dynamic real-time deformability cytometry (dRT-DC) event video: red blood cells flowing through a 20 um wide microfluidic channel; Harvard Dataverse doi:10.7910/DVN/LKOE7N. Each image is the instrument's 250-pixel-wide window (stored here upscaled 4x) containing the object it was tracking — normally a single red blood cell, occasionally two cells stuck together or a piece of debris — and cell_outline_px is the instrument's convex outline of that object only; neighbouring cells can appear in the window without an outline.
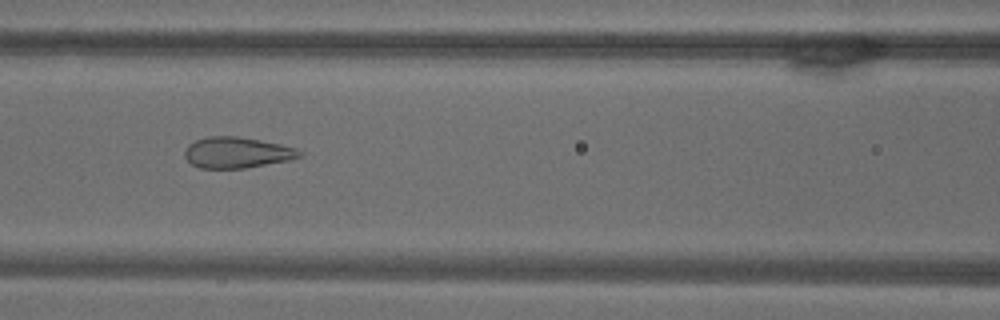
{"species": "common noctule bat (a hibernating species)", "species_latin": "Nyctalus noctula", "temperature_condition": "warm", "stored_images_in_passage": 69, "camera_frame_rate_fps": 3000, "um_per_image_px": 0.085, "animal": {"sex": "male", "body_mass_g": 18.8}, "frame": {"image": 1, "passage_image": 30, "time_ms": 9.667, "image_size_px": [1000, 320], "cell_outline_px": [[304, 156], [288, 160], [244, 168], [200, 168], [192, 164], [184, 156], [184, 152], [188, 144], [196, 140], [208, 136], [236, 136], [260, 140], [280, 144], [296, 148], [304, 152]], "centroid_in_image_um": [20.15, 12.96], "position_along_channel_um": 146.4, "area_um2": 20.69}}
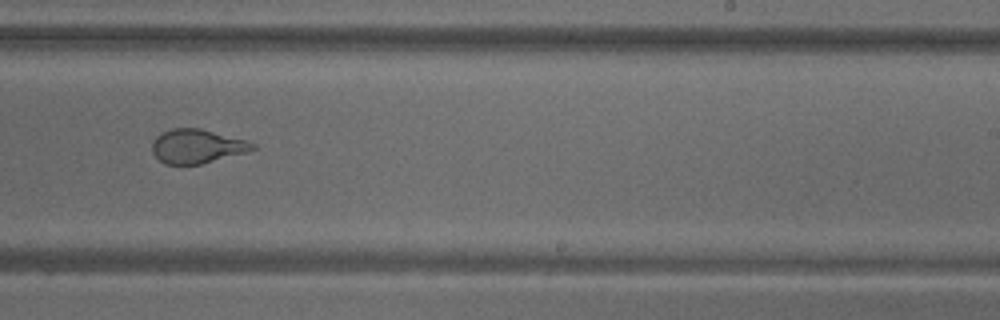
{"frame": {"image": 2, "passage_image": 43, "time_ms": 14.0, "image_size_px": [1000, 320], "cell_outline_px": [[256, 148], [244, 152], [200, 164], [164, 164], [152, 152], [152, 140], [160, 132], [172, 128], [200, 128], [248, 140], [256, 144]], "centroid_in_image_um": [16.71, 12.41], "position_along_channel_um": 272.3, "area_um2": 19.88}}
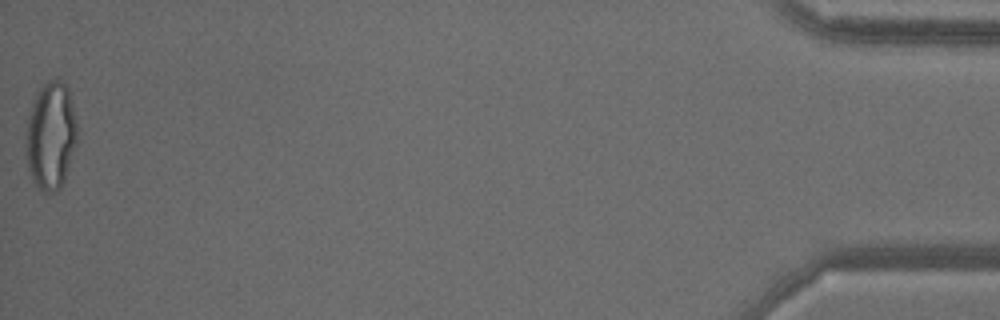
{"frame": {"image": 3, "passage_image": 69, "time_ms": 22.667, "image_size_px": [1000, 320], "cell_outline_px": [[76, 144], [64, 180], [60, 188], [44, 196], [36, 188], [28, 168], [24, 152], [24, 132], [28, 116], [32, 104], [40, 88], [48, 80], [60, 76], [68, 88], [72, 104], [76, 124]], "centroid_in_image_um": [4.27, 11.56], "position_along_channel_um": 430.9, "area_um2": 32.83}}